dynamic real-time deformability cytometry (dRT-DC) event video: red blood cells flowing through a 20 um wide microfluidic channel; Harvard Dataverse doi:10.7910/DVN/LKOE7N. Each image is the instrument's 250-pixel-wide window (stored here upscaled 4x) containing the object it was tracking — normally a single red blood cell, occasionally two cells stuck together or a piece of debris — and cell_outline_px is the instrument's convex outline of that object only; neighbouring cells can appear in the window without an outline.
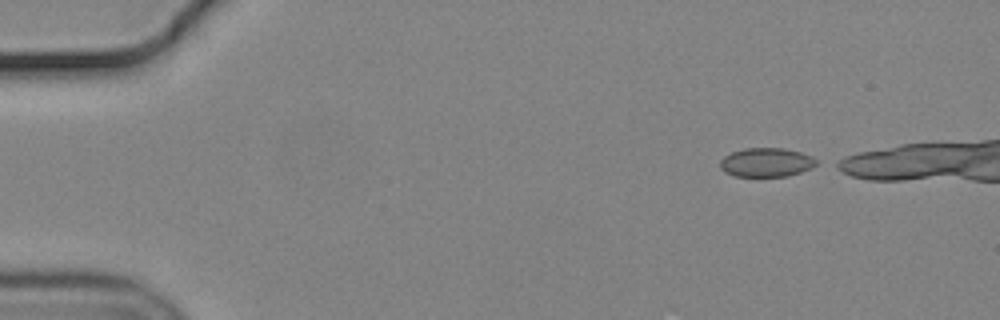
{"species": "common noctule bat (a hibernating species)", "species_latin": "Nyctalus noctula", "temperature_condition": "cold", "stored_images_in_passage": 23, "camera_frame_rate_fps": 3000, "um_per_image_px": 0.085, "animal": {"sex": "male", "body_mass_g": 19.2, "forearm_length_mm": 51.8}, "frame": {"image": 1, "passage_image": 1, "time_ms": 0.0, "image_size_px": [1000, 320], "cell_outline_px": [[820, 164], [812, 168], [788, 176], [732, 176], [724, 172], [720, 168], [720, 160], [724, 156], [732, 152], [744, 148], [784, 148], [800, 152], [812, 156]], "centroid_in_image_um": [65.14, 13.8], "position_along_channel_um": 19.9, "area_um2": 16.42}}
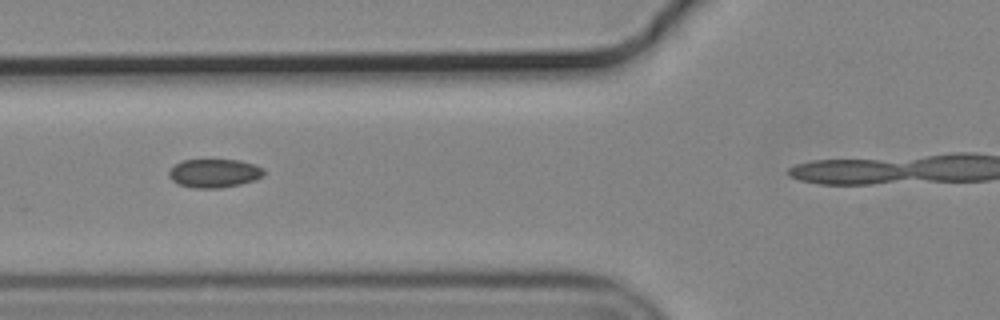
{"frame": {"image": 2, "passage_image": 16, "time_ms": 5.0, "image_size_px": [1000, 320], "cell_outline_px": [[264, 176], [256, 180], [240, 184], [220, 188], [192, 188], [180, 184], [172, 180], [168, 176], [168, 172], [180, 160], [240, 160], [256, 164], [264, 168]], "centroid_in_image_um": [18.25, 14.72], "position_along_channel_um": 107.6, "area_um2": 15.95}}
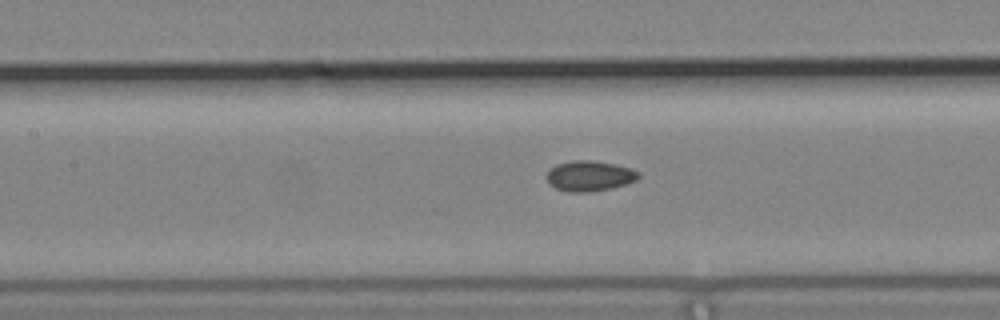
{"frame": {"image": 3, "passage_image": 20, "time_ms": 6.333, "image_size_px": [1000, 320], "cell_outline_px": [[640, 176], [636, 180], [612, 188], [592, 192], [568, 192], [556, 188], [548, 180], [548, 172], [556, 164], [572, 160], [592, 160], [616, 164], [632, 168], [640, 172]], "centroid_in_image_um": [50.16, 14.95], "position_along_channel_um": 157.2, "area_um2": 16.24}}